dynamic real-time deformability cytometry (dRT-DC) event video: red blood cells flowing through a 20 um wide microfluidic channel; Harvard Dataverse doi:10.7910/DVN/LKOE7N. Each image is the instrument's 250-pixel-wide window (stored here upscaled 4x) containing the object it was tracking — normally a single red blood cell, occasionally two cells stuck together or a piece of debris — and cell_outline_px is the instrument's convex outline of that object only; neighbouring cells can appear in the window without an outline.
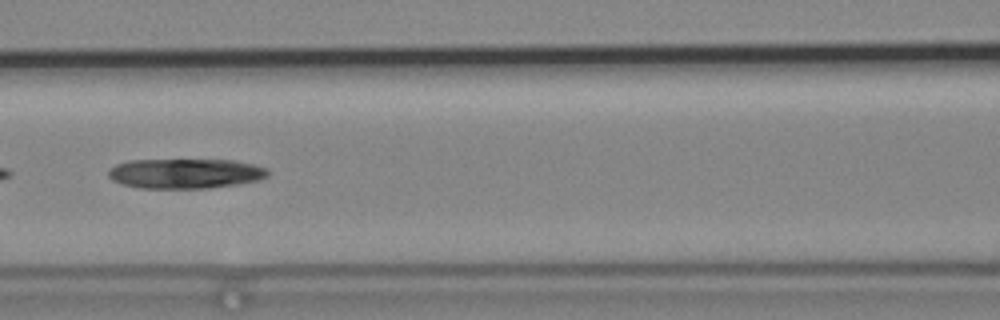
{"species": "common noctule bat (a hibernating species)", "species_latin": "Nyctalus noctula", "temperature_condition": "cold", "stored_images_in_passage": 6, "camera_frame_rate_fps": 3000, "um_per_image_px": 0.085, "animal": {"sex": "male", "body_mass_g": 19.2, "forearm_length_mm": 51.8}, "frame": {"image": 1, "passage_image": 6, "time_ms": 1.667, "image_size_px": [1000, 320], "cell_outline_px": [[268, 176], [260, 180], [240, 184], [208, 188], [140, 188], [124, 184], [112, 180], [108, 176], [108, 168], [116, 164], [128, 160], [236, 160], [256, 164], [268, 168]], "centroid_in_image_um": [15.79, 14.74], "position_along_channel_um": 150.8, "area_um2": 28.09}}